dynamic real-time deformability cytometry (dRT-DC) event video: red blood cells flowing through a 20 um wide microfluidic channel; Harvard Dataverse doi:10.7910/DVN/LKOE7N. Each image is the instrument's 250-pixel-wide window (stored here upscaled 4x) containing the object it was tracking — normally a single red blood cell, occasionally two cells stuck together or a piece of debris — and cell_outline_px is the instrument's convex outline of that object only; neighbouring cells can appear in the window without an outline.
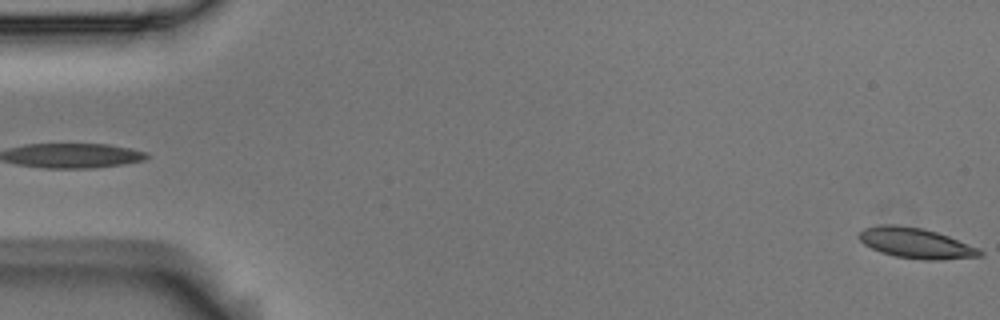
{"species": "Egyptian fruit bat (a non-hibernating species)", "species_latin": "Rousettus aegyptiacus", "temperature_condition": "room temperature", "stored_images_in_passage": 4, "segment_of_instrument_passage": [2, 2], "camera_frame_rate_fps": 3000, "um_per_image_px": 0.085, "animal": {"sex": "male"}, "frame": {"image": 1, "passage_image": 4, "time_ms": 1.0, "image_size_px": [1000, 320], "cell_outline_px": [[984, 256], [940, 260], [924, 260], [896, 256], [880, 252], [864, 244], [856, 236], [864, 228], [880, 224], [892, 224], [920, 228], [936, 232], [948, 236], [980, 248], [984, 252]], "centroid_in_image_um": [77.87, 20.67], "position_along_channel_um": 7.1, "area_um2": 21.44}}